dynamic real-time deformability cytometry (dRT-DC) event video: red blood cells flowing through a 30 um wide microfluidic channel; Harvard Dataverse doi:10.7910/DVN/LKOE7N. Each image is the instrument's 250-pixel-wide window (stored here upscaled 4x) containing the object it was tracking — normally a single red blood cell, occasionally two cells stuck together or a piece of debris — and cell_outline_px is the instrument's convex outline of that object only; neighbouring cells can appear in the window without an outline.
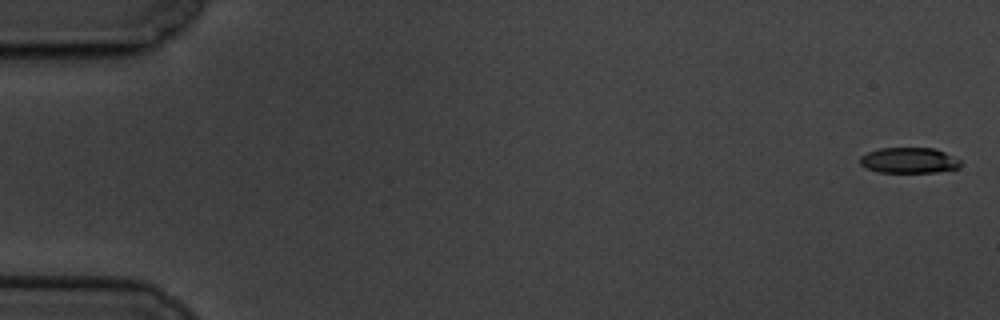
{"species": "common noctule bat (a hibernating species)", "species_latin": "Nyctalus noctula", "temperature_condition": "cold", "stored_images_in_passage": 6, "camera_frame_rate_fps": 3000, "um_per_image_px": 0.085, "animal": {"sex": "male", "body_mass_g": 19.5, "forearm_length_mm": 54.6}, "frame": {"image": 1, "passage_image": 1, "time_ms": 0.0, "image_size_px": [1000, 320], "cell_outline_px": [[960, 168], [936, 172], [880, 172], [868, 168], [860, 164], [860, 156], [868, 152], [880, 148], [936, 148], [960, 160]], "centroid_in_image_um": [77.28, 13.63], "position_along_channel_um": 7.7, "area_um2": 14.91}}
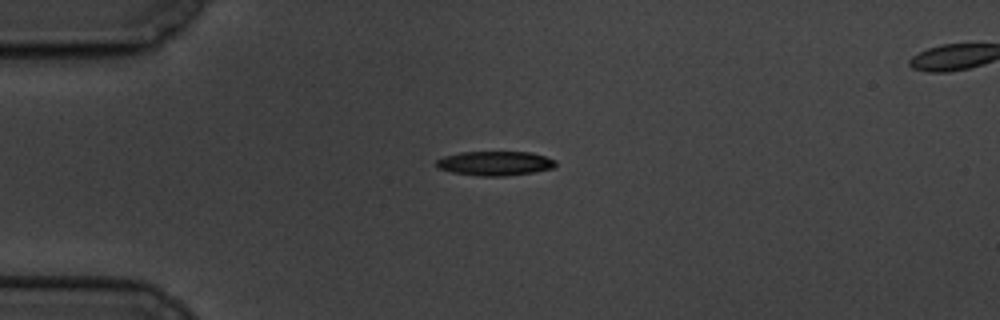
{"frame": {"image": 2, "passage_image": 5, "time_ms": 4.667, "image_size_px": [1000, 320], "cell_outline_px": [[556, 164], [552, 168], [532, 172], [504, 176], [480, 176], [452, 172], [436, 168], [436, 160], [444, 156], [460, 152], [532, 152], [556, 160]], "centroid_in_image_um": [42.04, 13.88], "position_along_channel_um": 43.0, "area_um2": 16.88}}